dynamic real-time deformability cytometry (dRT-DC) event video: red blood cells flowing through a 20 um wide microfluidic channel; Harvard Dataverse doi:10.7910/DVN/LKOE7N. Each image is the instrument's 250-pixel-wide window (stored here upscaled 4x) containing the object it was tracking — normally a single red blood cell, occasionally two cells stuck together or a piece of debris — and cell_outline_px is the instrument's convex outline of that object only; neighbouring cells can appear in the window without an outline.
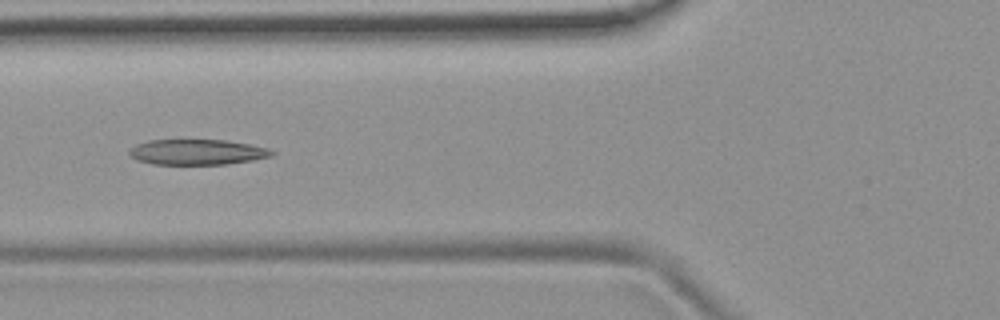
{"species": "common noctule bat (a hibernating species)", "species_latin": "Nyctalus noctula", "temperature_condition": "room temperature", "stored_images_in_passage": 5, "camera_frame_rate_fps": 3000, "um_per_image_px": 0.085, "animal": {"sex": "female", "body_mass_g": 19.9}, "frame": {"image": 1, "passage_image": 5, "time_ms": 5.333, "image_size_px": [1000, 320], "cell_outline_px": [[276, 152], [272, 156], [252, 160], [224, 164], [152, 164], [136, 160], [128, 152], [136, 144], [148, 140], [224, 140], [248, 144], [268, 148]], "centroid_in_image_um": [16.75, 12.92], "position_along_channel_um": 109.0, "area_um2": 20.98}}